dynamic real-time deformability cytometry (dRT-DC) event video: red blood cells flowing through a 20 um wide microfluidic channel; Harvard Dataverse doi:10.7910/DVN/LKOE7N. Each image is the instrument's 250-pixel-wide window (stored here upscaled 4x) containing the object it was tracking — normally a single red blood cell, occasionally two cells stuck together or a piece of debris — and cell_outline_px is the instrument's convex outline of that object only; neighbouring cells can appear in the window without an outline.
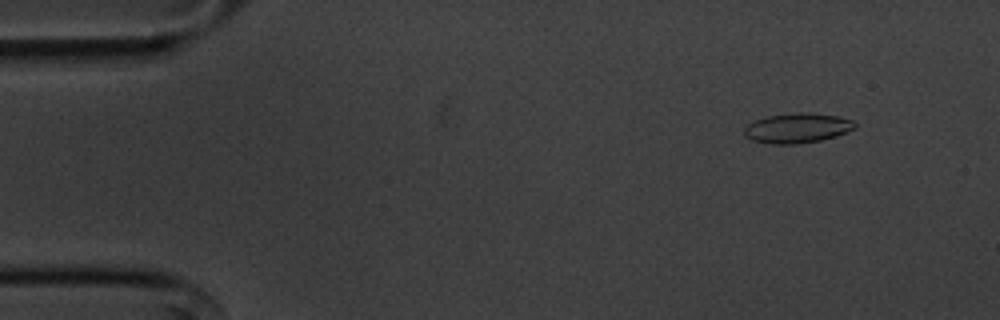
{"species": "common noctule bat (a hibernating species)", "species_latin": "Nyctalus noctula", "temperature_condition": "cold", "stored_images_in_passage": 56, "camera_frame_rate_fps": 3000, "um_per_image_px": 0.085, "animal": {"sex": "male", "body_mass_g": 20.1, "forearm_length_mm": 53.5}, "frame": {"image": 1, "passage_image": 6, "time_ms": 1.667, "image_size_px": [1000, 320], "cell_outline_px": [[856, 128], [836, 136], [820, 140], [796, 144], [772, 144], [752, 140], [744, 136], [744, 128], [748, 124], [756, 120], [768, 116], [800, 112], [804, 112], [836, 116], [852, 120], [856, 124]], "centroid_in_image_um": [67.76, 10.89], "position_along_channel_um": 17.2, "area_um2": 19.07}}
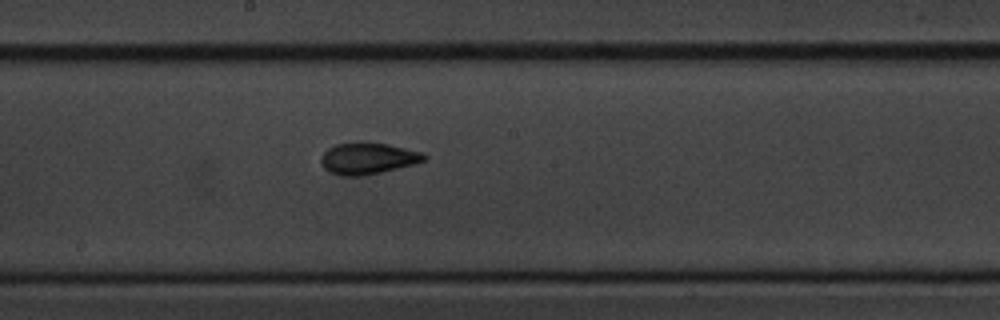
{"frame": {"image": 2, "passage_image": 30, "time_ms": 9.667, "image_size_px": [1000, 320], "cell_outline_px": [[428, 156], [424, 160], [416, 164], [380, 172], [360, 176], [340, 176], [328, 172], [320, 164], [320, 156], [328, 148], [336, 144], [356, 140], [360, 140], [388, 144], [420, 152]], "centroid_in_image_um": [31.2, 13.44], "position_along_channel_um": 217.0, "area_um2": 19.36}}
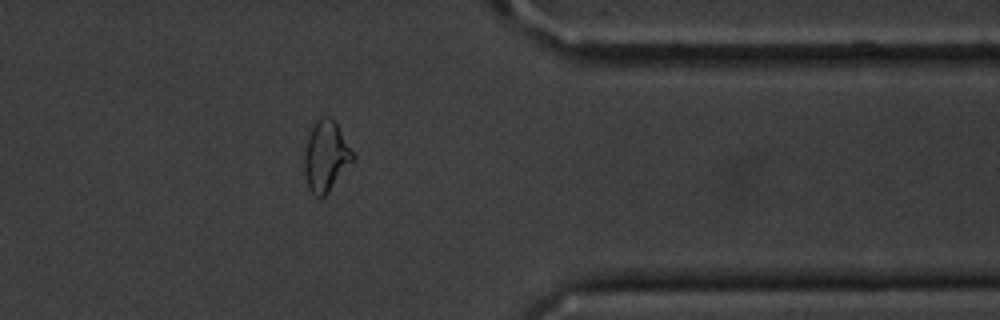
{"frame": {"image": 3, "passage_image": 45, "time_ms": 14.667, "image_size_px": [1000, 320], "cell_outline_px": [[356, 156], [328, 192], [324, 196], [316, 196], [308, 188], [304, 172], [304, 152], [312, 128], [320, 112], [328, 116], [336, 124]], "centroid_in_image_um": [27.69, 13.25], "position_along_channel_um": 383.7, "area_um2": 19.65}, "authors_computed_cell_mechanics": {"area_um2": 18.785, "velocity_mm_per_s": 3.6043, "shape_relaxation_time_tau1_ms": 5.8077, "shape_relaxation_time_tau2_ms": 2.0322, "deformation_change_tau1": 0.171, "deformation_change_tau2": 0.083}}